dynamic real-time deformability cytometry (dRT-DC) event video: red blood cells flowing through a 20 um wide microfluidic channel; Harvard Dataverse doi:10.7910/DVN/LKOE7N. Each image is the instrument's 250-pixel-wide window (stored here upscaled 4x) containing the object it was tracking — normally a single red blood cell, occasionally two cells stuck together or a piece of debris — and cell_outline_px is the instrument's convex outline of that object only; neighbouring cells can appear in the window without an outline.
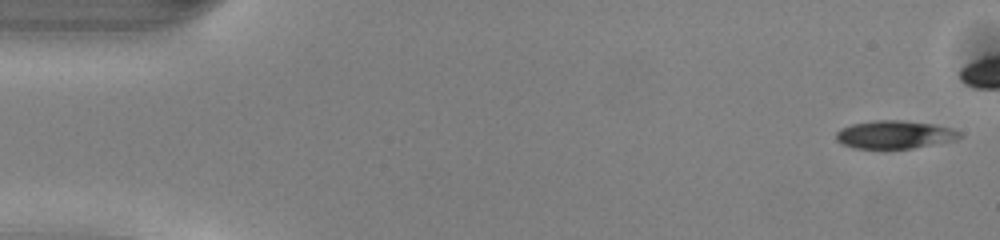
{"species": "common noctule bat (a hibernating species)", "species_latin": "Nyctalus noctula", "temperature_condition": "warm", "stored_images_in_passage": 40, "camera_frame_rate_fps": 3000, "um_per_image_px": 0.085, "animal": {"sex": "male", "body_mass_g": 13.0, "forearm_length_mm": 53.1}, "frame": {"image": 1, "passage_image": 1, "time_ms": 0.0, "image_size_px": [1000, 240], "cell_outline_px": [[964, 136], [956, 140], [912, 148], [884, 152], [852, 148], [840, 144], [836, 140], [836, 132], [840, 128], [852, 124], [872, 120], [900, 120], [932, 124], [952, 128], [960, 132]], "centroid_in_image_um": [75.98, 11.49], "position_along_channel_um": 9.0, "area_um2": 21.15}}
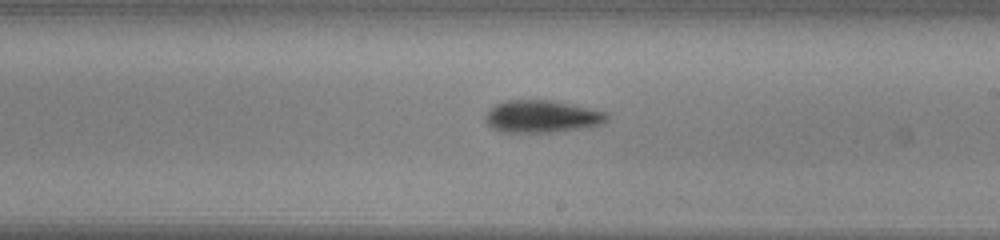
{"frame": {"image": 2, "passage_image": 28, "time_ms": 9.0, "image_size_px": [1000, 240], "cell_outline_px": [[608, 120], [604, 124], [588, 128], [552, 132], [500, 132], [492, 128], [484, 120], [484, 116], [496, 104], [504, 100], [552, 100], [572, 104], [608, 112]], "centroid_in_image_um": [46.1, 9.91], "position_along_channel_um": 242.9, "area_um2": 23.24}}
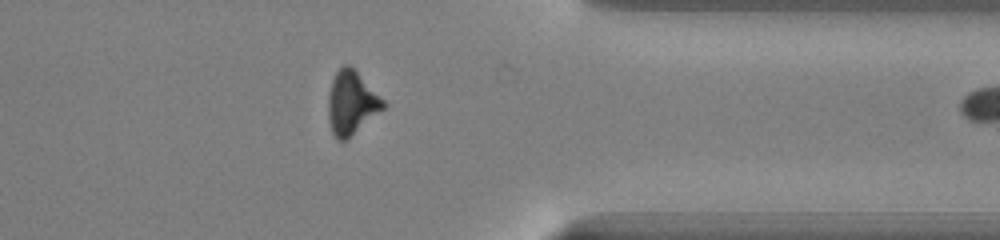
{"frame": {"image": 3, "passage_image": 39, "time_ms": 12.667, "image_size_px": [1000, 240], "cell_outline_px": [[388, 104], [384, 108], [344, 140], [336, 140], [332, 132], [328, 120], [328, 96], [332, 80], [336, 72], [344, 64], [348, 64]], "centroid_in_image_um": [29.85, 8.74], "position_along_channel_um": 381.6, "area_um2": 19.77}}